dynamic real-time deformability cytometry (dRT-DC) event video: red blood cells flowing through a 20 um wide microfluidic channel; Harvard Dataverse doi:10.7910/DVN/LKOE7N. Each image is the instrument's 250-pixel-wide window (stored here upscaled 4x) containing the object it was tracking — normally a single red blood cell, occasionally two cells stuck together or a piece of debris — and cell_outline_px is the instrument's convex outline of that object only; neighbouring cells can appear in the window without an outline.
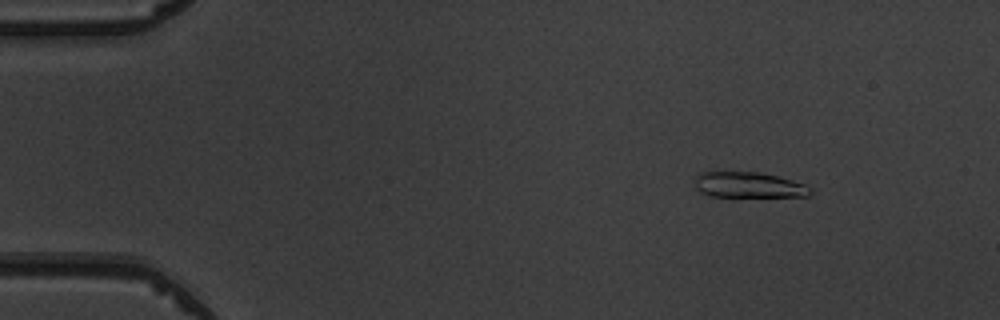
{"species": "common noctule bat (a hibernating species)", "species_latin": "Nyctalus noctula", "temperature_condition": "warm", "stored_images_in_passage": 4, "camera_frame_rate_fps": 3000, "um_per_image_px": 0.085, "animal": {"sex": "male", "body_mass_g": 19.5, "forearm_length_mm": 54.6}, "frame": {"image": 1, "passage_image": 2, "time_ms": 1.333, "image_size_px": [1000, 320], "cell_outline_px": [[812, 192], [808, 196], [712, 196], [700, 192], [696, 188], [696, 176], [700, 172], [760, 172], [792, 180], [804, 184], [812, 188]], "centroid_in_image_um": [63.65, 15.72], "position_along_channel_um": 21.4, "area_um2": 17.05}}